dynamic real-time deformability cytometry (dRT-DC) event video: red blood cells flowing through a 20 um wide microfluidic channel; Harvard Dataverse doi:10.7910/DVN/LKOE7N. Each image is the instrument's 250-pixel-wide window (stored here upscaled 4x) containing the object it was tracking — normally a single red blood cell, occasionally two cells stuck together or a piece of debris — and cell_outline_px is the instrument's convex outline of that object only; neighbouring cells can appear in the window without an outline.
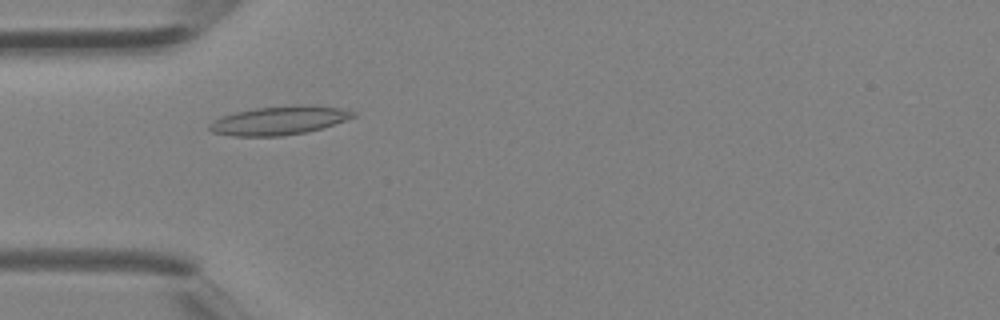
{"species": "Egyptian fruit bat (a non-hibernating species)", "species_latin": "Rousettus aegyptiacus", "temperature_condition": "room temperature", "stored_images_in_passage": 4, "camera_frame_rate_fps": 3000, "um_per_image_px": 0.085, "animal": {"sex": "female"}, "frame": {"image": 1, "passage_image": 3, "time_ms": 0.667, "image_size_px": [1000, 320], "cell_outline_px": [[356, 116], [320, 128], [304, 132], [280, 136], [232, 136], [212, 132], [208, 128], [208, 124], [212, 120], [236, 112], [256, 108], [300, 104], [308, 104], [340, 108], [356, 112]], "centroid_in_image_um": [23.7, 10.23], "position_along_channel_um": 61.3, "area_um2": 23.81}}
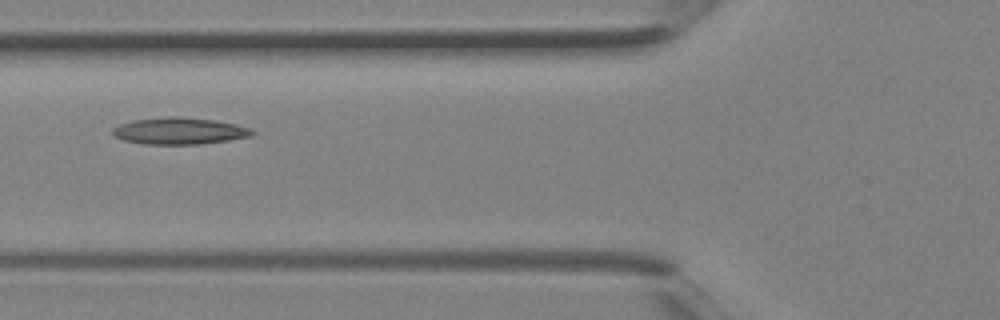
{"frame": {"image": 2, "passage_image": 4, "time_ms": 1.0, "image_size_px": [1000, 320], "cell_outline_px": [[256, 132], [252, 136], [228, 140], [200, 144], [144, 144], [124, 140], [116, 136], [112, 132], [112, 128], [120, 124], [132, 120], [172, 116], [180, 116], [216, 120], [236, 124], [252, 128]], "centroid_in_image_um": [15.29, 11.12], "position_along_channel_um": 110.5, "area_um2": 21.85}}